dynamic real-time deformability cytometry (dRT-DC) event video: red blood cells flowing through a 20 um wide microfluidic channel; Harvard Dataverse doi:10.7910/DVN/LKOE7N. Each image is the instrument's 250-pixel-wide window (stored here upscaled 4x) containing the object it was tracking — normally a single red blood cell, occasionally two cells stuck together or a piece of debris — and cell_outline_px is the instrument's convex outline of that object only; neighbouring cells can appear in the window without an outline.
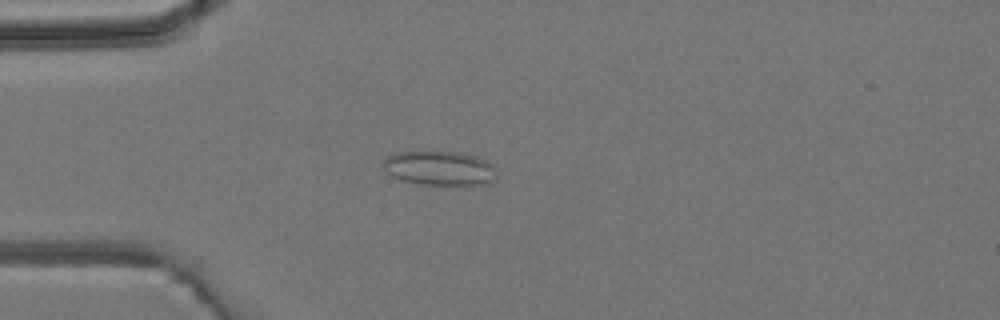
{"species": "common noctule bat (a hibernating species)", "species_latin": "Nyctalus noctula", "temperature_condition": "room temperature", "stored_images_in_passage": 3, "camera_frame_rate_fps": 3000, "um_per_image_px": 0.085, "animal": {"sex": "male", "body_mass_g": 19.2, "forearm_length_mm": 51.8}, "frame": {"image": 1, "passage_image": 3, "time_ms": 2.333, "image_size_px": [1000, 320], "cell_outline_px": [[496, 180], [480, 184], [420, 184], [404, 180], [392, 176], [384, 168], [384, 160], [388, 156], [396, 152], [460, 152], [476, 156], [492, 164], [496, 168]], "centroid_in_image_um": [37.39, 14.29], "position_along_channel_um": 47.6, "area_um2": 22.37}}